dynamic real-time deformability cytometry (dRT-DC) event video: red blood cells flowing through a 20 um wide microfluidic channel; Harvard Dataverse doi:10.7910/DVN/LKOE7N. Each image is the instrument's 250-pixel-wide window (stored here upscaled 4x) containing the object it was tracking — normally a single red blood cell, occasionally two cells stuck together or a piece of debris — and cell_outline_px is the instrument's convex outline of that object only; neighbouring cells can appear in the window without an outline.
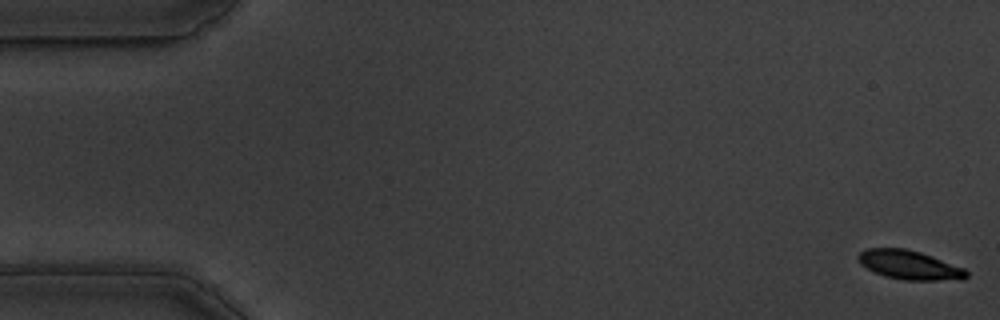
{"species": "common noctule bat (a hibernating species)", "species_latin": "Nyctalus noctula", "temperature_condition": "warm", "stored_images_in_passage": 16, "camera_frame_rate_fps": 3000, "um_per_image_px": 0.085, "animal": {"sex": "male", "body_mass_g": 19.5, "forearm_length_mm": 54.6}, "frame": {"image": 1, "passage_image": 1, "time_ms": 0.0, "image_size_px": [1000, 320], "cell_outline_px": [[968, 276], [964, 280], [904, 280], [884, 276], [860, 264], [856, 256], [860, 252], [868, 248], [904, 248], [920, 252], [932, 256], [964, 268], [968, 272]], "centroid_in_image_um": [77.32, 22.53], "position_along_channel_um": 7.7, "area_um2": 18.32}}
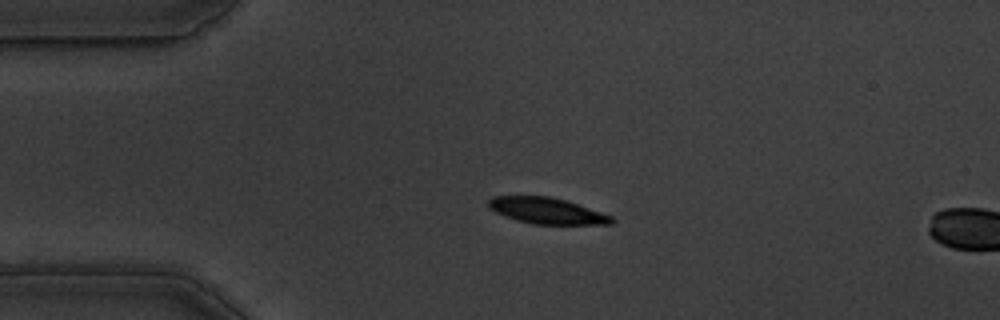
{"frame": {"image": 2, "passage_image": 13, "time_ms": 4.0, "image_size_px": [1000, 320], "cell_outline_px": [[616, 220], [612, 224], [532, 224], [516, 220], [504, 216], [488, 208], [488, 200], [492, 196], [552, 196], [568, 200], [612, 216]], "centroid_in_image_um": [46.48, 17.91], "position_along_channel_um": 38.5, "area_um2": 18.96}}